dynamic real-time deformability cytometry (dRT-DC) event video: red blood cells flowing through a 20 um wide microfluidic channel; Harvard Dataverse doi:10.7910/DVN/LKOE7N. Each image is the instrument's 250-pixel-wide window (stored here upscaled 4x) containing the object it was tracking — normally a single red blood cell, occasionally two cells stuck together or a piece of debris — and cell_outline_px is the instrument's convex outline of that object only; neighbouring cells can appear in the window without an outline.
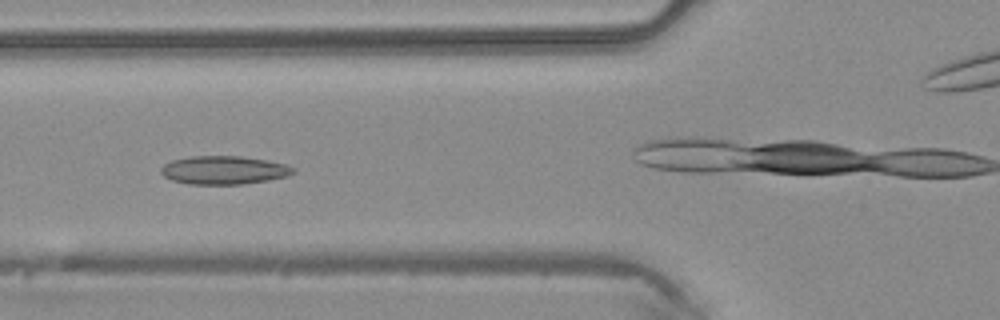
{"species": "common noctule bat (a hibernating species)", "species_latin": "Nyctalus noctula", "temperature_condition": "warm", "stored_images_in_passage": 8, "camera_frame_rate_fps": 3000, "um_per_image_px": 0.085, "animal": {"sex": "male", "body_mass_g": 20.4}, "frame": {"image": 1, "passage_image": 6, "time_ms": 1.667, "image_size_px": [1000, 320], "cell_outline_px": [[296, 172], [288, 176], [268, 180], [244, 184], [188, 184], [172, 180], [164, 176], [160, 172], [160, 168], [164, 164], [172, 160], [192, 156], [240, 156], [268, 160], [284, 164], [296, 168]], "centroid_in_image_um": [19.04, 14.46], "position_along_channel_um": 106.8, "area_um2": 21.96}}